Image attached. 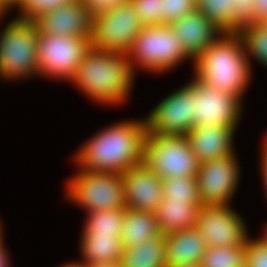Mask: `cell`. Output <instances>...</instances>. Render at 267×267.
Here are the masks:
<instances>
[{"instance_id":"obj_1","label":"cell","mask_w":267,"mask_h":267,"mask_svg":"<svg viewBox=\"0 0 267 267\" xmlns=\"http://www.w3.org/2000/svg\"><path fill=\"white\" fill-rule=\"evenodd\" d=\"M147 124L126 121L110 126L87 141L75 155L78 165L87 171L123 174L143 163Z\"/></svg>"},{"instance_id":"obj_2","label":"cell","mask_w":267,"mask_h":267,"mask_svg":"<svg viewBox=\"0 0 267 267\" xmlns=\"http://www.w3.org/2000/svg\"><path fill=\"white\" fill-rule=\"evenodd\" d=\"M134 65L127 55L90 47L70 81L97 102L121 103L132 88Z\"/></svg>"},{"instance_id":"obj_3","label":"cell","mask_w":267,"mask_h":267,"mask_svg":"<svg viewBox=\"0 0 267 267\" xmlns=\"http://www.w3.org/2000/svg\"><path fill=\"white\" fill-rule=\"evenodd\" d=\"M245 51L239 33H223L195 59V77L218 91L242 96L251 76Z\"/></svg>"},{"instance_id":"obj_4","label":"cell","mask_w":267,"mask_h":267,"mask_svg":"<svg viewBox=\"0 0 267 267\" xmlns=\"http://www.w3.org/2000/svg\"><path fill=\"white\" fill-rule=\"evenodd\" d=\"M0 76L5 79L38 74V29L34 21L16 18L0 35Z\"/></svg>"},{"instance_id":"obj_5","label":"cell","mask_w":267,"mask_h":267,"mask_svg":"<svg viewBox=\"0 0 267 267\" xmlns=\"http://www.w3.org/2000/svg\"><path fill=\"white\" fill-rule=\"evenodd\" d=\"M127 56L131 64L135 62L157 73L176 66L188 57L192 59L175 36L171 24L143 26Z\"/></svg>"},{"instance_id":"obj_6","label":"cell","mask_w":267,"mask_h":267,"mask_svg":"<svg viewBox=\"0 0 267 267\" xmlns=\"http://www.w3.org/2000/svg\"><path fill=\"white\" fill-rule=\"evenodd\" d=\"M143 163L160 178L196 177L200 162L185 136L147 134Z\"/></svg>"},{"instance_id":"obj_7","label":"cell","mask_w":267,"mask_h":267,"mask_svg":"<svg viewBox=\"0 0 267 267\" xmlns=\"http://www.w3.org/2000/svg\"><path fill=\"white\" fill-rule=\"evenodd\" d=\"M67 186L69 199L88 212L125 208L124 181L120 173L81 169Z\"/></svg>"},{"instance_id":"obj_8","label":"cell","mask_w":267,"mask_h":267,"mask_svg":"<svg viewBox=\"0 0 267 267\" xmlns=\"http://www.w3.org/2000/svg\"><path fill=\"white\" fill-rule=\"evenodd\" d=\"M88 37L39 34L37 59L39 73L71 80L79 63L90 49Z\"/></svg>"},{"instance_id":"obj_9","label":"cell","mask_w":267,"mask_h":267,"mask_svg":"<svg viewBox=\"0 0 267 267\" xmlns=\"http://www.w3.org/2000/svg\"><path fill=\"white\" fill-rule=\"evenodd\" d=\"M143 26L131 2L110 9L93 19L91 47L127 55Z\"/></svg>"},{"instance_id":"obj_10","label":"cell","mask_w":267,"mask_h":267,"mask_svg":"<svg viewBox=\"0 0 267 267\" xmlns=\"http://www.w3.org/2000/svg\"><path fill=\"white\" fill-rule=\"evenodd\" d=\"M195 91L187 84L164 98L145 119L147 134L185 136L194 128Z\"/></svg>"},{"instance_id":"obj_11","label":"cell","mask_w":267,"mask_h":267,"mask_svg":"<svg viewBox=\"0 0 267 267\" xmlns=\"http://www.w3.org/2000/svg\"><path fill=\"white\" fill-rule=\"evenodd\" d=\"M188 83L195 91L194 127L203 124L237 128L241 96L218 91L197 77Z\"/></svg>"},{"instance_id":"obj_12","label":"cell","mask_w":267,"mask_h":267,"mask_svg":"<svg viewBox=\"0 0 267 267\" xmlns=\"http://www.w3.org/2000/svg\"><path fill=\"white\" fill-rule=\"evenodd\" d=\"M195 227L208 247L240 246L249 239L243 220L229 205H201Z\"/></svg>"},{"instance_id":"obj_13","label":"cell","mask_w":267,"mask_h":267,"mask_svg":"<svg viewBox=\"0 0 267 267\" xmlns=\"http://www.w3.org/2000/svg\"><path fill=\"white\" fill-rule=\"evenodd\" d=\"M234 156L233 153L200 164L196 179L202 205H228L239 183L240 170Z\"/></svg>"},{"instance_id":"obj_14","label":"cell","mask_w":267,"mask_h":267,"mask_svg":"<svg viewBox=\"0 0 267 267\" xmlns=\"http://www.w3.org/2000/svg\"><path fill=\"white\" fill-rule=\"evenodd\" d=\"M33 21L39 34L92 36L93 18L79 0L41 13Z\"/></svg>"},{"instance_id":"obj_15","label":"cell","mask_w":267,"mask_h":267,"mask_svg":"<svg viewBox=\"0 0 267 267\" xmlns=\"http://www.w3.org/2000/svg\"><path fill=\"white\" fill-rule=\"evenodd\" d=\"M124 181L125 207L155 212L163 200L162 178L144 163L121 174Z\"/></svg>"},{"instance_id":"obj_16","label":"cell","mask_w":267,"mask_h":267,"mask_svg":"<svg viewBox=\"0 0 267 267\" xmlns=\"http://www.w3.org/2000/svg\"><path fill=\"white\" fill-rule=\"evenodd\" d=\"M171 28L193 61L224 33L197 9L173 22Z\"/></svg>"},{"instance_id":"obj_17","label":"cell","mask_w":267,"mask_h":267,"mask_svg":"<svg viewBox=\"0 0 267 267\" xmlns=\"http://www.w3.org/2000/svg\"><path fill=\"white\" fill-rule=\"evenodd\" d=\"M233 127L203 124L192 128L185 137L201 163L233 154Z\"/></svg>"},{"instance_id":"obj_18","label":"cell","mask_w":267,"mask_h":267,"mask_svg":"<svg viewBox=\"0 0 267 267\" xmlns=\"http://www.w3.org/2000/svg\"><path fill=\"white\" fill-rule=\"evenodd\" d=\"M165 237L166 267L201 263L208 244L195 226L166 234Z\"/></svg>"},{"instance_id":"obj_19","label":"cell","mask_w":267,"mask_h":267,"mask_svg":"<svg viewBox=\"0 0 267 267\" xmlns=\"http://www.w3.org/2000/svg\"><path fill=\"white\" fill-rule=\"evenodd\" d=\"M198 211L199 206L194 203L163 198L155 211L161 234L166 235L194 227L197 223Z\"/></svg>"},{"instance_id":"obj_20","label":"cell","mask_w":267,"mask_h":267,"mask_svg":"<svg viewBox=\"0 0 267 267\" xmlns=\"http://www.w3.org/2000/svg\"><path fill=\"white\" fill-rule=\"evenodd\" d=\"M124 213L125 219L120 237L124 248L136 246L149 238L161 235L155 212L125 207Z\"/></svg>"},{"instance_id":"obj_21","label":"cell","mask_w":267,"mask_h":267,"mask_svg":"<svg viewBox=\"0 0 267 267\" xmlns=\"http://www.w3.org/2000/svg\"><path fill=\"white\" fill-rule=\"evenodd\" d=\"M81 240L83 264L120 262L124 247L118 235H91L84 229Z\"/></svg>"},{"instance_id":"obj_22","label":"cell","mask_w":267,"mask_h":267,"mask_svg":"<svg viewBox=\"0 0 267 267\" xmlns=\"http://www.w3.org/2000/svg\"><path fill=\"white\" fill-rule=\"evenodd\" d=\"M166 237L149 238L146 242L123 249L121 267H166Z\"/></svg>"},{"instance_id":"obj_23","label":"cell","mask_w":267,"mask_h":267,"mask_svg":"<svg viewBox=\"0 0 267 267\" xmlns=\"http://www.w3.org/2000/svg\"><path fill=\"white\" fill-rule=\"evenodd\" d=\"M196 9L224 33H239L240 28L234 23L231 0H197Z\"/></svg>"},{"instance_id":"obj_24","label":"cell","mask_w":267,"mask_h":267,"mask_svg":"<svg viewBox=\"0 0 267 267\" xmlns=\"http://www.w3.org/2000/svg\"><path fill=\"white\" fill-rule=\"evenodd\" d=\"M163 198L202 205L196 177L176 176L162 179Z\"/></svg>"},{"instance_id":"obj_25","label":"cell","mask_w":267,"mask_h":267,"mask_svg":"<svg viewBox=\"0 0 267 267\" xmlns=\"http://www.w3.org/2000/svg\"><path fill=\"white\" fill-rule=\"evenodd\" d=\"M85 229L91 235H118L121 237L125 219L124 209L89 212Z\"/></svg>"},{"instance_id":"obj_26","label":"cell","mask_w":267,"mask_h":267,"mask_svg":"<svg viewBox=\"0 0 267 267\" xmlns=\"http://www.w3.org/2000/svg\"><path fill=\"white\" fill-rule=\"evenodd\" d=\"M200 265L201 267H246V244L208 247Z\"/></svg>"},{"instance_id":"obj_27","label":"cell","mask_w":267,"mask_h":267,"mask_svg":"<svg viewBox=\"0 0 267 267\" xmlns=\"http://www.w3.org/2000/svg\"><path fill=\"white\" fill-rule=\"evenodd\" d=\"M241 35L246 52H250L259 62L267 66V20L243 26Z\"/></svg>"},{"instance_id":"obj_28","label":"cell","mask_w":267,"mask_h":267,"mask_svg":"<svg viewBox=\"0 0 267 267\" xmlns=\"http://www.w3.org/2000/svg\"><path fill=\"white\" fill-rule=\"evenodd\" d=\"M75 0H19L16 4L21 10L19 19L33 21L41 13H46Z\"/></svg>"},{"instance_id":"obj_29","label":"cell","mask_w":267,"mask_h":267,"mask_svg":"<svg viewBox=\"0 0 267 267\" xmlns=\"http://www.w3.org/2000/svg\"><path fill=\"white\" fill-rule=\"evenodd\" d=\"M197 0H161V24H172L195 11Z\"/></svg>"},{"instance_id":"obj_30","label":"cell","mask_w":267,"mask_h":267,"mask_svg":"<svg viewBox=\"0 0 267 267\" xmlns=\"http://www.w3.org/2000/svg\"><path fill=\"white\" fill-rule=\"evenodd\" d=\"M144 26L161 24V0H130Z\"/></svg>"},{"instance_id":"obj_31","label":"cell","mask_w":267,"mask_h":267,"mask_svg":"<svg viewBox=\"0 0 267 267\" xmlns=\"http://www.w3.org/2000/svg\"><path fill=\"white\" fill-rule=\"evenodd\" d=\"M246 267H267V237L248 239L246 243Z\"/></svg>"},{"instance_id":"obj_32","label":"cell","mask_w":267,"mask_h":267,"mask_svg":"<svg viewBox=\"0 0 267 267\" xmlns=\"http://www.w3.org/2000/svg\"><path fill=\"white\" fill-rule=\"evenodd\" d=\"M231 6L234 11V23L240 29L254 24V0H231Z\"/></svg>"},{"instance_id":"obj_33","label":"cell","mask_w":267,"mask_h":267,"mask_svg":"<svg viewBox=\"0 0 267 267\" xmlns=\"http://www.w3.org/2000/svg\"><path fill=\"white\" fill-rule=\"evenodd\" d=\"M88 10L94 19L110 9L129 3L130 0H79Z\"/></svg>"},{"instance_id":"obj_34","label":"cell","mask_w":267,"mask_h":267,"mask_svg":"<svg viewBox=\"0 0 267 267\" xmlns=\"http://www.w3.org/2000/svg\"><path fill=\"white\" fill-rule=\"evenodd\" d=\"M254 24L267 20V0H254Z\"/></svg>"},{"instance_id":"obj_35","label":"cell","mask_w":267,"mask_h":267,"mask_svg":"<svg viewBox=\"0 0 267 267\" xmlns=\"http://www.w3.org/2000/svg\"><path fill=\"white\" fill-rule=\"evenodd\" d=\"M264 148H263V154H262V174L264 175V186L266 187L265 190H267V144L264 142L263 143ZM267 192V191H266Z\"/></svg>"},{"instance_id":"obj_36","label":"cell","mask_w":267,"mask_h":267,"mask_svg":"<svg viewBox=\"0 0 267 267\" xmlns=\"http://www.w3.org/2000/svg\"><path fill=\"white\" fill-rule=\"evenodd\" d=\"M3 238L0 239V267H10L9 266V261H8V256L6 250H4L3 246Z\"/></svg>"},{"instance_id":"obj_37","label":"cell","mask_w":267,"mask_h":267,"mask_svg":"<svg viewBox=\"0 0 267 267\" xmlns=\"http://www.w3.org/2000/svg\"><path fill=\"white\" fill-rule=\"evenodd\" d=\"M84 267H121L120 262L84 264Z\"/></svg>"},{"instance_id":"obj_38","label":"cell","mask_w":267,"mask_h":267,"mask_svg":"<svg viewBox=\"0 0 267 267\" xmlns=\"http://www.w3.org/2000/svg\"><path fill=\"white\" fill-rule=\"evenodd\" d=\"M19 2V0H0V6L7 11V9L9 10V8L12 6H15L17 3Z\"/></svg>"},{"instance_id":"obj_39","label":"cell","mask_w":267,"mask_h":267,"mask_svg":"<svg viewBox=\"0 0 267 267\" xmlns=\"http://www.w3.org/2000/svg\"><path fill=\"white\" fill-rule=\"evenodd\" d=\"M64 267H84V264L83 263H71V264H67L65 265Z\"/></svg>"},{"instance_id":"obj_40","label":"cell","mask_w":267,"mask_h":267,"mask_svg":"<svg viewBox=\"0 0 267 267\" xmlns=\"http://www.w3.org/2000/svg\"><path fill=\"white\" fill-rule=\"evenodd\" d=\"M175 267H201L200 264H194V265H179V266H175Z\"/></svg>"},{"instance_id":"obj_41","label":"cell","mask_w":267,"mask_h":267,"mask_svg":"<svg viewBox=\"0 0 267 267\" xmlns=\"http://www.w3.org/2000/svg\"><path fill=\"white\" fill-rule=\"evenodd\" d=\"M3 12H6V11L0 6V17L3 14Z\"/></svg>"},{"instance_id":"obj_42","label":"cell","mask_w":267,"mask_h":267,"mask_svg":"<svg viewBox=\"0 0 267 267\" xmlns=\"http://www.w3.org/2000/svg\"><path fill=\"white\" fill-rule=\"evenodd\" d=\"M0 226H1V224H0ZM1 235H2V233H1V227H0V239H1V237H2Z\"/></svg>"}]
</instances>
